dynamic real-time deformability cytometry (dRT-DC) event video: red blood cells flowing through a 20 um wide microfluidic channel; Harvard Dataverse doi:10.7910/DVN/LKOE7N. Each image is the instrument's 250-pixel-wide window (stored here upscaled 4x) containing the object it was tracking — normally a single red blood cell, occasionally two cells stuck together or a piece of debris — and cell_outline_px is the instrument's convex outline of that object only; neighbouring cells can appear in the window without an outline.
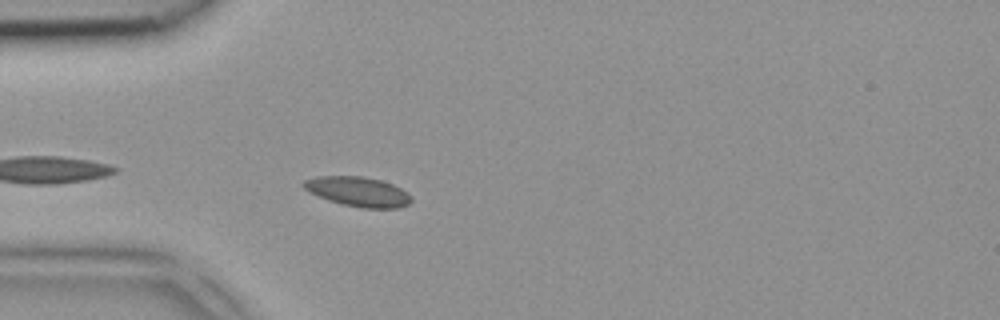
{"species": "common noctule bat (a hibernating species)", "species_latin": "Nyctalus noctula", "temperature_condition": "room temperature", "stored_images_in_passage": 3, "camera_frame_rate_fps": 3000, "um_per_image_px": 0.085, "animal": {"sex": "female", "body_mass_g": 18.4}, "frame": {"image": 1, "passage_image": 3, "time_ms": 0.667, "image_size_px": [1000, 320], "cell_outline_px": [[412, 200], [408, 204], [400, 208], [364, 208], [344, 204], [328, 200], [308, 192], [300, 184], [304, 180], [316, 176], [364, 176], [380, 180], [392, 184], [408, 192], [412, 196]], "centroid_in_image_um": [30.42, 16.28], "position_along_channel_um": 54.6, "area_um2": 18.73}}